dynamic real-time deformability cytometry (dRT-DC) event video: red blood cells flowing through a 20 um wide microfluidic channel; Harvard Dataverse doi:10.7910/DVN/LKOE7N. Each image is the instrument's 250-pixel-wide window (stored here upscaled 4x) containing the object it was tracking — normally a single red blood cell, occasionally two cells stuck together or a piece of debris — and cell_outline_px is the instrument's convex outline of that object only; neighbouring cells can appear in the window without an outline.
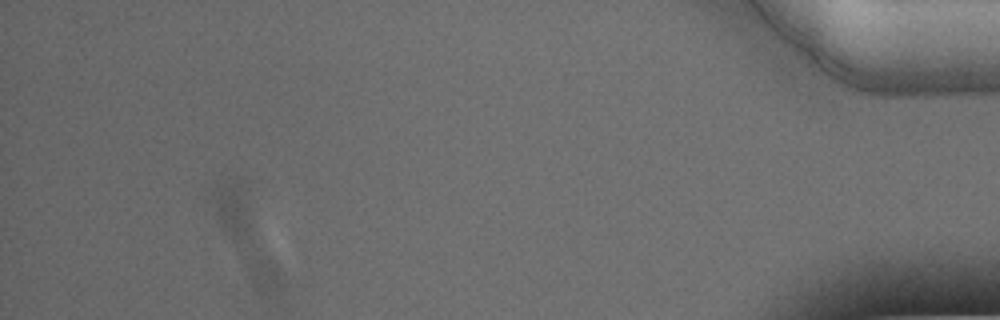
{"species": "Egyptian fruit bat (a non-hibernating species)", "species_latin": "Rousettus aegyptiacus", "temperature_condition": "warm", "stored_images_in_passage": 42, "camera_frame_rate_fps": 3000, "um_per_image_px": 0.085, "animal": {"sex": "male"}, "frame": {"image": 1, "passage_image": 42, "time_ms": 13.667, "image_size_px": [1000, 320], "cell_outline_px": [[248, 236], [236, 248], [224, 232], [216, 212], [212, 196], [216, 184], [228, 176], [236, 176], [240, 188], [244, 204], [248, 228]], "centroid_in_image_um": [19.64, 17.82], "position_along_channel_um": 415.6, "area_um2": 12.08}}